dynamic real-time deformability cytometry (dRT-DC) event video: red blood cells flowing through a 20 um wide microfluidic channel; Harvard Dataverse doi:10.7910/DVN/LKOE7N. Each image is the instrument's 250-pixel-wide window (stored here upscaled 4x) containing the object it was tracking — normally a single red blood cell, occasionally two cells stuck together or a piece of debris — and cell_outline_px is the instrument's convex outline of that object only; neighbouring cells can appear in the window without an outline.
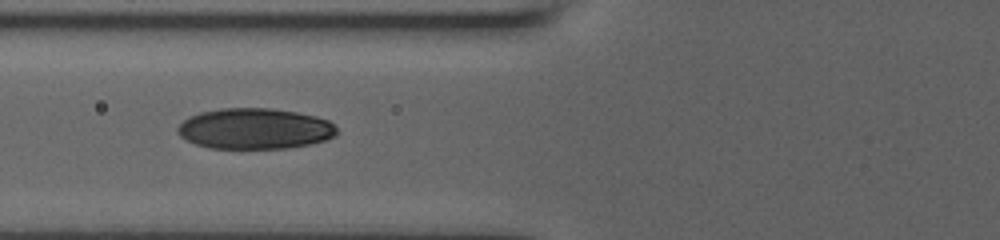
{"species": "human", "species_latin": "Homo sapiens", "temperature_condition": "room temperature", "stored_images_in_passage": 12, "camera_frame_rate_fps": 3000, "um_per_image_px": 0.085, "donor": {"sex": "male"}, "frame": {"image": 1, "passage_image": 9, "time_ms": 7.667, "image_size_px": [1000, 240], "cell_outline_px": [[340, 132], [336, 136], [312, 144], [288, 148], [208, 148], [196, 144], [180, 136], [176, 132], [176, 128], [188, 116], [200, 112], [220, 108], [272, 108], [296, 112], [316, 116], [328, 120]], "centroid_in_image_um": [21.66, 10.93], "position_along_channel_um": 104.1, "area_um2": 38.09}}
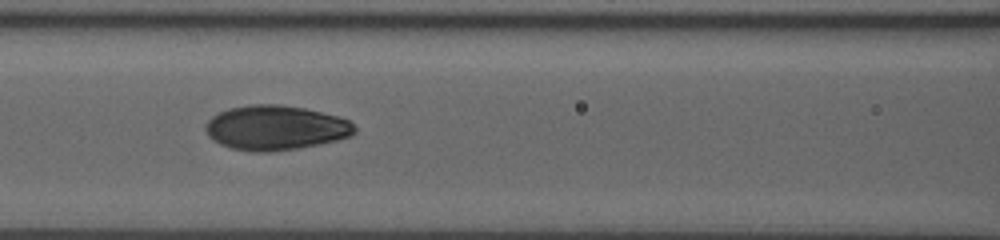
{"frame": {"image": 2, "passage_image": 10, "time_ms": 8.667, "image_size_px": [1000, 240], "cell_outline_px": [[356, 132], [352, 136], [320, 144], [300, 148], [268, 152], [252, 152], [232, 148], [220, 144], [212, 140], [208, 136], [204, 128], [208, 120], [212, 116], [228, 108], [252, 104], [280, 104], [304, 108], [340, 116], [348, 120], [356, 128]], "centroid_in_image_um": [23.42, 10.86], "position_along_channel_um": 143.2, "area_um2": 39.07}}
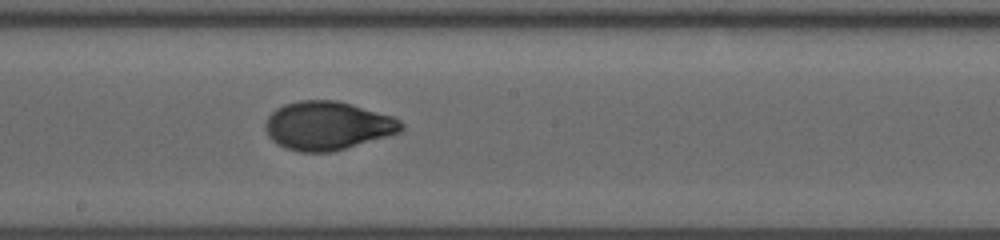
{"frame": {"image": 3, "passage_image": 12, "time_ms": 10.667, "image_size_px": [1000, 240], "cell_outline_px": [[404, 128], [400, 132], [388, 136], [332, 152], [300, 152], [276, 144], [268, 136], [264, 128], [264, 124], [268, 116], [276, 108], [284, 104], [300, 100], [336, 100], [352, 104], [392, 116], [400, 120], [404, 124]], "centroid_in_image_um": [27.83, 10.68], "position_along_channel_um": 220.4, "area_um2": 38.55}}